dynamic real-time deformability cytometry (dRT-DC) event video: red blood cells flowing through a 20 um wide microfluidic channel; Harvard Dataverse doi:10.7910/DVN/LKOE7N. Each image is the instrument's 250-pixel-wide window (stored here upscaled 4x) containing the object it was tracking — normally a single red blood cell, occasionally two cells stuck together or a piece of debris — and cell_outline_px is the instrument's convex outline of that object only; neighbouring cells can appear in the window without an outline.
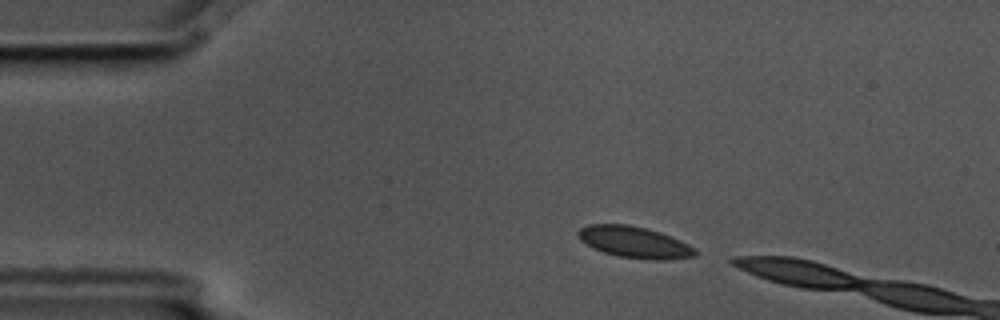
{"species": "common noctule bat (a hibernating species)", "species_latin": "Nyctalus noctula", "temperature_condition": "cold", "stored_images_in_passage": 3, "camera_frame_rate_fps": 3000, "um_per_image_px": 0.085, "animal": {"sex": "male", "body_mass_g": 17.5, "forearm_length_mm": 52.3}, "frame": {"image": 1, "passage_image": 1, "time_ms": 0.0, "image_size_px": [1000, 320], "cell_outline_px": [[696, 256], [664, 260], [652, 260], [620, 256], [604, 252], [592, 248], [580, 240], [576, 232], [580, 228], [588, 224], [628, 224], [660, 232], [680, 240], [696, 248]], "centroid_in_image_um": [53.91, 20.58], "position_along_channel_um": 31.1, "area_um2": 21.39}}